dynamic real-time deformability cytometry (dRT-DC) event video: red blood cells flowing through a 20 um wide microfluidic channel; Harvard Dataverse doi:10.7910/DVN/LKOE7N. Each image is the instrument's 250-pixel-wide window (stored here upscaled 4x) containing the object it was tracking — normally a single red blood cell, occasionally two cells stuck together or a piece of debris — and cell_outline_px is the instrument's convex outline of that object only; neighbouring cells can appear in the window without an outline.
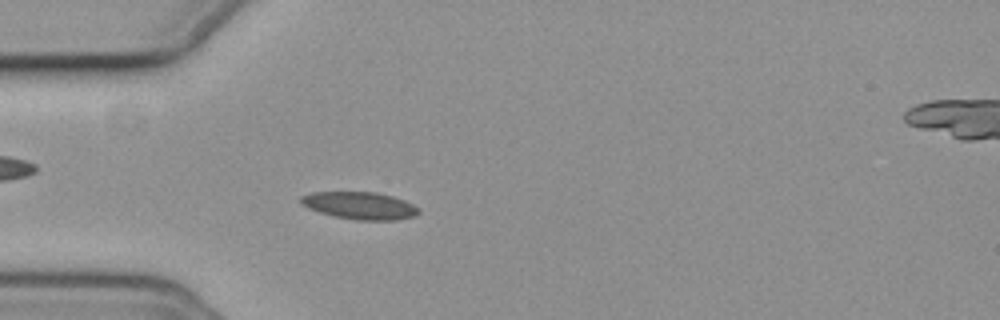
{"species": "common noctule bat (a hibernating species)", "species_latin": "Nyctalus noctula", "temperature_condition": "cold", "stored_images_in_passage": 34, "camera_frame_rate_fps": 3000, "um_per_image_px": 0.085, "animal": {"sex": "female", "body_mass_g": 19.3, "forearm_length_mm": 54.1}, "frame": {"image": 1, "passage_image": 7, "time_ms": 2.0, "image_size_px": [1000, 320], "cell_outline_px": [[420, 212], [416, 216], [396, 220], [356, 220], [332, 216], [308, 208], [300, 204], [300, 196], [312, 192], [376, 192], [392, 196], [404, 200], [420, 208]], "centroid_in_image_um": [30.58, 17.48], "position_along_channel_um": 54.4, "area_um2": 18.96}}
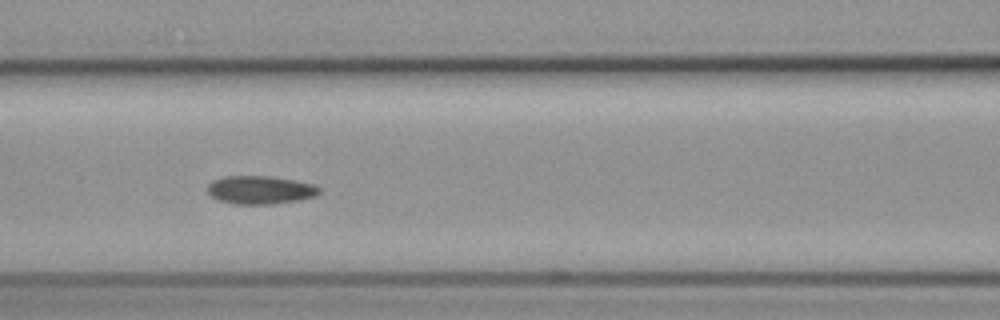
{"frame": {"image": 2, "passage_image": 15, "time_ms": 4.667, "image_size_px": [1000, 320], "cell_outline_px": [[320, 192], [316, 196], [300, 200], [276, 204], [232, 204], [216, 200], [208, 192], [208, 184], [212, 180], [224, 176], [272, 176], [296, 180], [316, 184], [320, 188]], "centroid_in_image_um": [22.14, 16.14], "position_along_channel_um": 144.5, "area_um2": 18.79}}
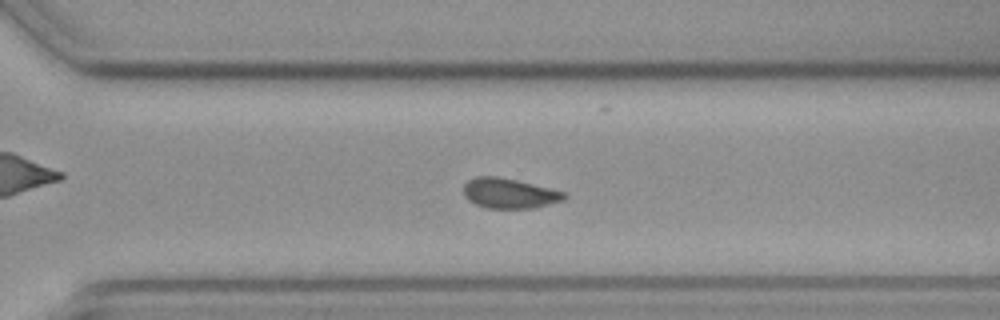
{"frame": {"image": 3, "passage_image": 30, "time_ms": 9.667, "image_size_px": [1000, 320], "cell_outline_px": [[568, 196], [564, 200], [532, 208], [488, 208], [476, 204], [468, 200], [464, 196], [464, 184], [468, 180], [476, 176], [496, 176], [516, 180], [564, 192]], "centroid_in_image_um": [43.26, 16.43], "position_along_channel_um": 327.3, "area_um2": 17.46}, "authors_computed_cell_mechanics": {"area_um2": 18.4093, "velocity_mm_per_s": 3.6672, "shape_relaxation_time_tau1_ms": null, "shape_relaxation_time_tau2_ms": 4.8421, "deformation_change_tau1": null, "deformation_change_tau2": 0.0788}}